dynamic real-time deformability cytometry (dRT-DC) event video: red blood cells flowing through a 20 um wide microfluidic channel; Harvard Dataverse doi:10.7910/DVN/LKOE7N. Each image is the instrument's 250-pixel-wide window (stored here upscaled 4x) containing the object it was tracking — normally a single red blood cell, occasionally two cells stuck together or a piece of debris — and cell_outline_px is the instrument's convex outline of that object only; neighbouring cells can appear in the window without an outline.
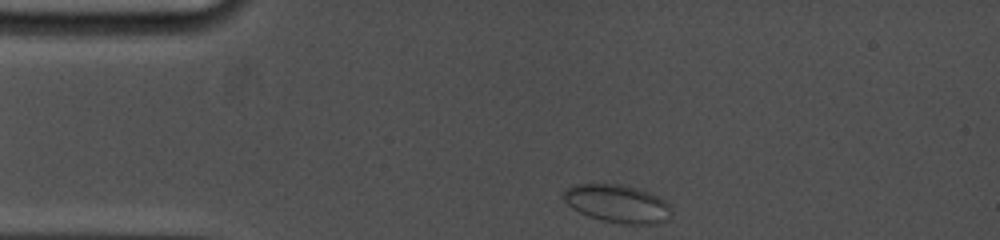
{"species": "common noctule bat (a hibernating species)", "species_latin": "Nyctalus noctula", "temperature_condition": "cold", "stored_images_in_passage": 15, "camera_frame_rate_fps": 5000, "um_per_image_px": 0.085, "animal": {"sex": "female", "body_mass_g": 19.0, "forearm_length_mm": 53.3}, "frame": {"image": 1, "passage_image": 1, "time_ms": 0.0, "image_size_px": [1000, 240], "cell_outline_px": [[672, 212], [668, 220], [656, 224], [624, 224], [600, 220], [588, 216], [572, 208], [560, 196], [568, 188], [576, 184], [620, 184], [636, 188], [648, 192], [664, 200], [672, 208]], "centroid_in_image_um": [52.49, 17.32], "position_along_channel_um": 32.5, "area_um2": 23.93}}
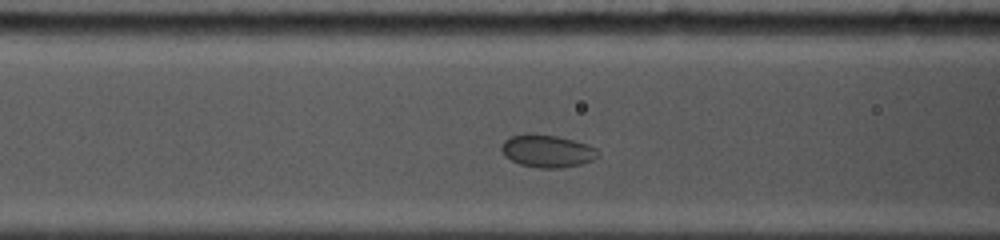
{"frame": {"image": 2, "passage_image": 11, "time_ms": 3.4, "image_size_px": [1000, 240], "cell_outline_px": [[596, 156], [592, 160], [580, 164], [560, 168], [536, 168], [520, 164], [504, 156], [500, 148], [504, 140], [508, 136], [524, 132], [532, 132], [556, 136], [588, 144], [596, 148]], "centroid_in_image_um": [46.43, 12.81], "position_along_channel_um": 120.2, "area_um2": 18.5}}
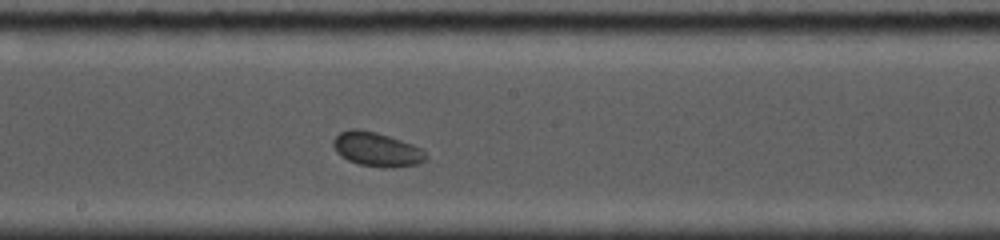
{"frame": {"image": 3, "passage_image": 15, "time_ms": 6.0, "image_size_px": [1000, 240], "cell_outline_px": [[428, 156], [424, 160], [416, 164], [392, 168], [384, 168], [360, 164], [348, 160], [340, 156], [336, 152], [332, 144], [332, 140], [340, 132], [352, 128], [356, 128], [376, 132], [412, 144], [420, 148]], "centroid_in_image_um": [31.98, 12.69], "position_along_channel_um": 216.2, "area_um2": 18.38}}